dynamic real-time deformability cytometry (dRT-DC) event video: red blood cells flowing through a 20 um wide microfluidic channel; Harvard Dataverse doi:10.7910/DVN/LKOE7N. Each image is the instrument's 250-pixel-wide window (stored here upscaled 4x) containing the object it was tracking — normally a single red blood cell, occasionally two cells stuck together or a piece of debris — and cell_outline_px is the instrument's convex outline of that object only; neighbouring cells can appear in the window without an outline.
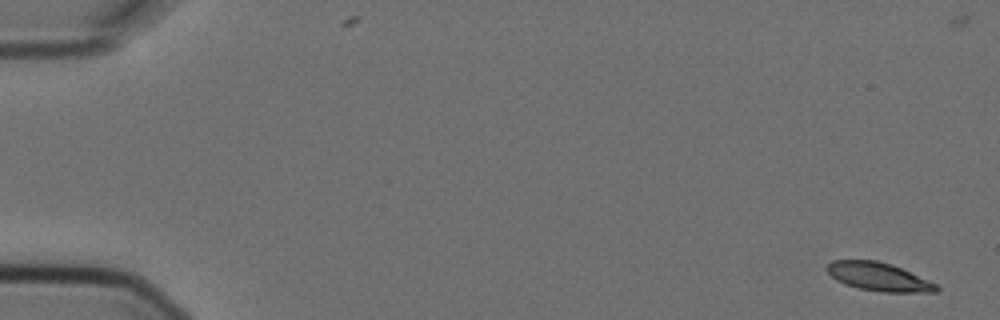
{"species": "Egyptian fruit bat (a non-hibernating species)", "species_latin": "Rousettus aegyptiacus", "temperature_condition": "cold", "stored_images_in_passage": 5, "camera_frame_rate_fps": 3000, "um_per_image_px": 0.085, "animal": {"sex": "female"}, "frame": {"image": 1, "passage_image": 1, "time_ms": 0.0, "image_size_px": [1000, 320], "cell_outline_px": [[940, 292], [880, 292], [860, 288], [844, 284], [836, 280], [824, 268], [832, 260], [876, 260], [892, 264], [936, 284], [940, 288]], "centroid_in_image_um": [74.67, 23.52], "position_along_channel_um": 10.3, "area_um2": 18.03}}